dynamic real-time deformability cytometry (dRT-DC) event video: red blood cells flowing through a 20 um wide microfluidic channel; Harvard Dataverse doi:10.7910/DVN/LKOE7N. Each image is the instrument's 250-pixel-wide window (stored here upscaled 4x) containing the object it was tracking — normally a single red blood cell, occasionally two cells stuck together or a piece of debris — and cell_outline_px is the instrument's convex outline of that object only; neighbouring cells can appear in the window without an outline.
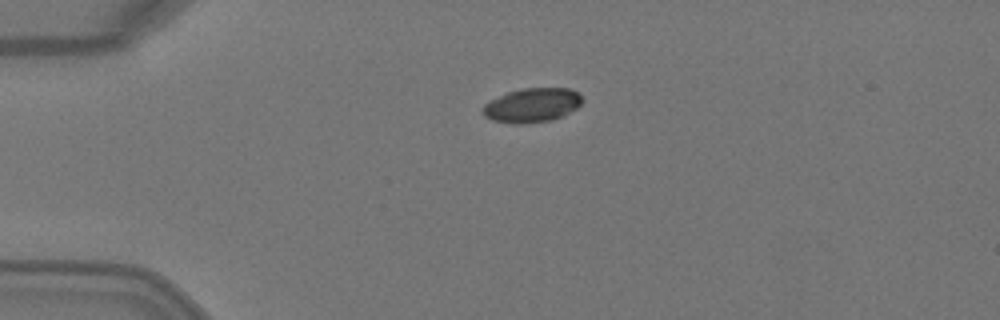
{"species": "Egyptian fruit bat (a non-hibernating species)", "species_latin": "Rousettus aegyptiacus", "temperature_condition": "warm", "stored_images_in_passage": 5, "camera_frame_rate_fps": 3000, "um_per_image_px": 0.085, "animal": {"sex": "female"}, "frame": {"image": 1, "passage_image": 1, "time_ms": 0.0, "image_size_px": [1000, 320], "cell_outline_px": [[580, 104], [576, 108], [552, 120], [524, 124], [516, 124], [492, 120], [484, 116], [484, 104], [508, 92], [524, 88], [572, 88], [580, 92]], "centroid_in_image_um": [45.24, 8.94], "position_along_channel_um": 39.8, "area_um2": 19.54}}
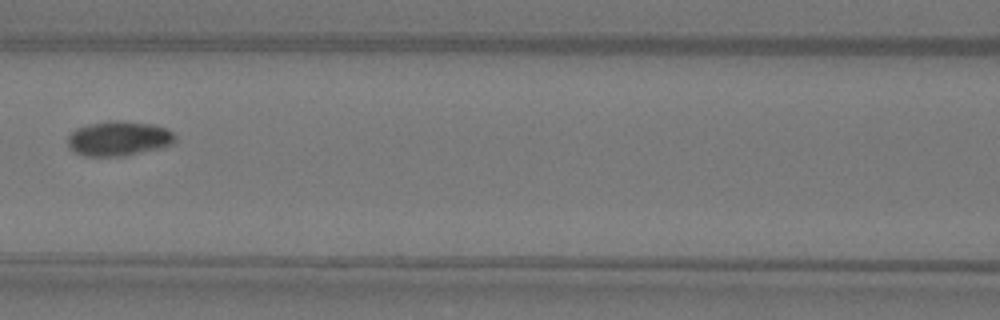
{"frame": {"image": 2, "passage_image": 4, "time_ms": 1.0, "image_size_px": [1000, 320], "cell_outline_px": [[176, 140], [172, 144], [160, 148], [124, 156], [84, 156], [68, 148], [68, 136], [76, 128], [88, 124], [108, 120], [124, 120], [152, 124], [164, 128], [172, 132], [176, 136]], "centroid_in_image_um": [10.08, 11.76], "position_along_channel_um": 156.5, "area_um2": 21.91}}